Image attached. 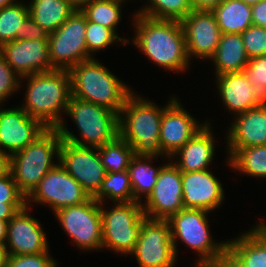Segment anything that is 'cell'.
Listing matches in <instances>:
<instances>
[{"instance_id":"1","label":"cell","mask_w":266,"mask_h":267,"mask_svg":"<svg viewBox=\"0 0 266 267\" xmlns=\"http://www.w3.org/2000/svg\"><path fill=\"white\" fill-rule=\"evenodd\" d=\"M133 16L136 34L131 43L158 66L177 73L186 71L190 59L181 22Z\"/></svg>"},{"instance_id":"2","label":"cell","mask_w":266,"mask_h":267,"mask_svg":"<svg viewBox=\"0 0 266 267\" xmlns=\"http://www.w3.org/2000/svg\"><path fill=\"white\" fill-rule=\"evenodd\" d=\"M27 80L25 103L21 106L29 116L45 128H57L64 120L71 97V77L68 70L54 69L21 77Z\"/></svg>"},{"instance_id":"3","label":"cell","mask_w":266,"mask_h":267,"mask_svg":"<svg viewBox=\"0 0 266 267\" xmlns=\"http://www.w3.org/2000/svg\"><path fill=\"white\" fill-rule=\"evenodd\" d=\"M174 98H170L164 107H158L134 92L126 99L118 115L119 136L133 148L135 155H165L159 143L160 125L163 110Z\"/></svg>"},{"instance_id":"4","label":"cell","mask_w":266,"mask_h":267,"mask_svg":"<svg viewBox=\"0 0 266 267\" xmlns=\"http://www.w3.org/2000/svg\"><path fill=\"white\" fill-rule=\"evenodd\" d=\"M71 96L103 106L119 115L131 88L97 59L80 62L69 70Z\"/></svg>"},{"instance_id":"5","label":"cell","mask_w":266,"mask_h":267,"mask_svg":"<svg viewBox=\"0 0 266 267\" xmlns=\"http://www.w3.org/2000/svg\"><path fill=\"white\" fill-rule=\"evenodd\" d=\"M62 138L57 128H46L26 148L10 156V172L20 193L27 198L59 160Z\"/></svg>"},{"instance_id":"6","label":"cell","mask_w":266,"mask_h":267,"mask_svg":"<svg viewBox=\"0 0 266 267\" xmlns=\"http://www.w3.org/2000/svg\"><path fill=\"white\" fill-rule=\"evenodd\" d=\"M66 115L76 123L81 139L71 133L63 121L57 129L64 141L98 148L119 135L118 114L103 106L71 96Z\"/></svg>"},{"instance_id":"7","label":"cell","mask_w":266,"mask_h":267,"mask_svg":"<svg viewBox=\"0 0 266 267\" xmlns=\"http://www.w3.org/2000/svg\"><path fill=\"white\" fill-rule=\"evenodd\" d=\"M208 213L203 209L183 208L168 219L176 256V242L180 240L198 253L196 267H211L227 248V241L219 243L212 239Z\"/></svg>"},{"instance_id":"8","label":"cell","mask_w":266,"mask_h":267,"mask_svg":"<svg viewBox=\"0 0 266 267\" xmlns=\"http://www.w3.org/2000/svg\"><path fill=\"white\" fill-rule=\"evenodd\" d=\"M100 203L102 217V249L120 253L131 254L139 239L145 217L142 203L117 202L110 210Z\"/></svg>"},{"instance_id":"9","label":"cell","mask_w":266,"mask_h":267,"mask_svg":"<svg viewBox=\"0 0 266 267\" xmlns=\"http://www.w3.org/2000/svg\"><path fill=\"white\" fill-rule=\"evenodd\" d=\"M87 19L81 10L75 12L53 33L48 34L49 59L53 69L70 70L91 59L86 45Z\"/></svg>"},{"instance_id":"10","label":"cell","mask_w":266,"mask_h":267,"mask_svg":"<svg viewBox=\"0 0 266 267\" xmlns=\"http://www.w3.org/2000/svg\"><path fill=\"white\" fill-rule=\"evenodd\" d=\"M73 243L84 250L102 249L100 202L90 197L86 202L59 209L54 213Z\"/></svg>"},{"instance_id":"11","label":"cell","mask_w":266,"mask_h":267,"mask_svg":"<svg viewBox=\"0 0 266 267\" xmlns=\"http://www.w3.org/2000/svg\"><path fill=\"white\" fill-rule=\"evenodd\" d=\"M130 255H135L140 267H173L177 256L168 220L145 216L141 235Z\"/></svg>"},{"instance_id":"12","label":"cell","mask_w":266,"mask_h":267,"mask_svg":"<svg viewBox=\"0 0 266 267\" xmlns=\"http://www.w3.org/2000/svg\"><path fill=\"white\" fill-rule=\"evenodd\" d=\"M89 198L90 195L58 162L26 198V205L30 201L40 205L48 204L55 213L59 209L82 204Z\"/></svg>"},{"instance_id":"13","label":"cell","mask_w":266,"mask_h":267,"mask_svg":"<svg viewBox=\"0 0 266 267\" xmlns=\"http://www.w3.org/2000/svg\"><path fill=\"white\" fill-rule=\"evenodd\" d=\"M58 162L93 197L106 177L97 147L80 146L62 140Z\"/></svg>"},{"instance_id":"14","label":"cell","mask_w":266,"mask_h":267,"mask_svg":"<svg viewBox=\"0 0 266 267\" xmlns=\"http://www.w3.org/2000/svg\"><path fill=\"white\" fill-rule=\"evenodd\" d=\"M142 203L145 216L168 220L183 207L181 171L172 163L164 164L153 192Z\"/></svg>"},{"instance_id":"15","label":"cell","mask_w":266,"mask_h":267,"mask_svg":"<svg viewBox=\"0 0 266 267\" xmlns=\"http://www.w3.org/2000/svg\"><path fill=\"white\" fill-rule=\"evenodd\" d=\"M211 267H266V223L227 241V248Z\"/></svg>"},{"instance_id":"16","label":"cell","mask_w":266,"mask_h":267,"mask_svg":"<svg viewBox=\"0 0 266 267\" xmlns=\"http://www.w3.org/2000/svg\"><path fill=\"white\" fill-rule=\"evenodd\" d=\"M179 101L174 98L162 114L159 143L167 159H170L206 125V123L200 124Z\"/></svg>"},{"instance_id":"17","label":"cell","mask_w":266,"mask_h":267,"mask_svg":"<svg viewBox=\"0 0 266 267\" xmlns=\"http://www.w3.org/2000/svg\"><path fill=\"white\" fill-rule=\"evenodd\" d=\"M189 59H210L219 44L221 31L211 11L192 10L181 21Z\"/></svg>"},{"instance_id":"18","label":"cell","mask_w":266,"mask_h":267,"mask_svg":"<svg viewBox=\"0 0 266 267\" xmlns=\"http://www.w3.org/2000/svg\"><path fill=\"white\" fill-rule=\"evenodd\" d=\"M45 129L19 106L11 109L0 107V151L9 156L26 148Z\"/></svg>"},{"instance_id":"19","label":"cell","mask_w":266,"mask_h":267,"mask_svg":"<svg viewBox=\"0 0 266 267\" xmlns=\"http://www.w3.org/2000/svg\"><path fill=\"white\" fill-rule=\"evenodd\" d=\"M28 210L29 205H25L8 221L5 245L9 255L40 254L49 249L46 233Z\"/></svg>"},{"instance_id":"20","label":"cell","mask_w":266,"mask_h":267,"mask_svg":"<svg viewBox=\"0 0 266 267\" xmlns=\"http://www.w3.org/2000/svg\"><path fill=\"white\" fill-rule=\"evenodd\" d=\"M0 53L20 76L54 70L48 50V40H14L4 43Z\"/></svg>"},{"instance_id":"21","label":"cell","mask_w":266,"mask_h":267,"mask_svg":"<svg viewBox=\"0 0 266 267\" xmlns=\"http://www.w3.org/2000/svg\"><path fill=\"white\" fill-rule=\"evenodd\" d=\"M183 207L211 212L224 201L221 182L210 170L181 172Z\"/></svg>"},{"instance_id":"22","label":"cell","mask_w":266,"mask_h":267,"mask_svg":"<svg viewBox=\"0 0 266 267\" xmlns=\"http://www.w3.org/2000/svg\"><path fill=\"white\" fill-rule=\"evenodd\" d=\"M227 132V149L266 145V105L234 116Z\"/></svg>"},{"instance_id":"23","label":"cell","mask_w":266,"mask_h":267,"mask_svg":"<svg viewBox=\"0 0 266 267\" xmlns=\"http://www.w3.org/2000/svg\"><path fill=\"white\" fill-rule=\"evenodd\" d=\"M211 123L199 130L182 148L172 155V162L181 172L208 170L215 155V140ZM174 157V158H173Z\"/></svg>"},{"instance_id":"24","label":"cell","mask_w":266,"mask_h":267,"mask_svg":"<svg viewBox=\"0 0 266 267\" xmlns=\"http://www.w3.org/2000/svg\"><path fill=\"white\" fill-rule=\"evenodd\" d=\"M216 82L222 103L234 116L260 105L253 94L254 86L243 71L218 75Z\"/></svg>"},{"instance_id":"25","label":"cell","mask_w":266,"mask_h":267,"mask_svg":"<svg viewBox=\"0 0 266 267\" xmlns=\"http://www.w3.org/2000/svg\"><path fill=\"white\" fill-rule=\"evenodd\" d=\"M209 60L215 64V76L243 71L249 57L241 34H221L217 49Z\"/></svg>"},{"instance_id":"26","label":"cell","mask_w":266,"mask_h":267,"mask_svg":"<svg viewBox=\"0 0 266 267\" xmlns=\"http://www.w3.org/2000/svg\"><path fill=\"white\" fill-rule=\"evenodd\" d=\"M29 16L48 34L55 32L74 12L67 0H31Z\"/></svg>"},{"instance_id":"27","label":"cell","mask_w":266,"mask_h":267,"mask_svg":"<svg viewBox=\"0 0 266 267\" xmlns=\"http://www.w3.org/2000/svg\"><path fill=\"white\" fill-rule=\"evenodd\" d=\"M211 12L222 34H241L252 25L251 6L239 0H223Z\"/></svg>"},{"instance_id":"28","label":"cell","mask_w":266,"mask_h":267,"mask_svg":"<svg viewBox=\"0 0 266 267\" xmlns=\"http://www.w3.org/2000/svg\"><path fill=\"white\" fill-rule=\"evenodd\" d=\"M158 156H138L135 155L129 164L128 172L131 180L134 199L142 203L144 195L146 200L153 192L158 181V174L163 166L153 167L149 163Z\"/></svg>"},{"instance_id":"29","label":"cell","mask_w":266,"mask_h":267,"mask_svg":"<svg viewBox=\"0 0 266 267\" xmlns=\"http://www.w3.org/2000/svg\"><path fill=\"white\" fill-rule=\"evenodd\" d=\"M227 163L232 169L255 178H266V145L227 149Z\"/></svg>"},{"instance_id":"30","label":"cell","mask_w":266,"mask_h":267,"mask_svg":"<svg viewBox=\"0 0 266 267\" xmlns=\"http://www.w3.org/2000/svg\"><path fill=\"white\" fill-rule=\"evenodd\" d=\"M93 198L100 203H103L104 199H110L114 203L135 202L128 170L108 172Z\"/></svg>"},{"instance_id":"31","label":"cell","mask_w":266,"mask_h":267,"mask_svg":"<svg viewBox=\"0 0 266 267\" xmlns=\"http://www.w3.org/2000/svg\"><path fill=\"white\" fill-rule=\"evenodd\" d=\"M127 0H94L81 9L87 21L94 22L115 31L121 21L122 2Z\"/></svg>"},{"instance_id":"32","label":"cell","mask_w":266,"mask_h":267,"mask_svg":"<svg viewBox=\"0 0 266 267\" xmlns=\"http://www.w3.org/2000/svg\"><path fill=\"white\" fill-rule=\"evenodd\" d=\"M98 152L107 173L128 170L131 159L135 156L133 148L119 135L111 142L98 147Z\"/></svg>"},{"instance_id":"33","label":"cell","mask_w":266,"mask_h":267,"mask_svg":"<svg viewBox=\"0 0 266 267\" xmlns=\"http://www.w3.org/2000/svg\"><path fill=\"white\" fill-rule=\"evenodd\" d=\"M146 4L135 13L153 19L181 21L193 10L190 0H149V5Z\"/></svg>"},{"instance_id":"34","label":"cell","mask_w":266,"mask_h":267,"mask_svg":"<svg viewBox=\"0 0 266 267\" xmlns=\"http://www.w3.org/2000/svg\"><path fill=\"white\" fill-rule=\"evenodd\" d=\"M29 16L28 4L17 2L0 8V47L21 35L22 24Z\"/></svg>"},{"instance_id":"35","label":"cell","mask_w":266,"mask_h":267,"mask_svg":"<svg viewBox=\"0 0 266 267\" xmlns=\"http://www.w3.org/2000/svg\"><path fill=\"white\" fill-rule=\"evenodd\" d=\"M26 205V198L20 193L11 172L0 178V220L9 221Z\"/></svg>"},{"instance_id":"36","label":"cell","mask_w":266,"mask_h":267,"mask_svg":"<svg viewBox=\"0 0 266 267\" xmlns=\"http://www.w3.org/2000/svg\"><path fill=\"white\" fill-rule=\"evenodd\" d=\"M115 42H121L127 46L129 40L119 37L112 29L104 27L94 22L87 21L86 26V45L87 52L91 57L94 52L109 48Z\"/></svg>"},{"instance_id":"37","label":"cell","mask_w":266,"mask_h":267,"mask_svg":"<svg viewBox=\"0 0 266 267\" xmlns=\"http://www.w3.org/2000/svg\"><path fill=\"white\" fill-rule=\"evenodd\" d=\"M243 73L254 86L255 100L260 105H266V55L249 59Z\"/></svg>"},{"instance_id":"38","label":"cell","mask_w":266,"mask_h":267,"mask_svg":"<svg viewBox=\"0 0 266 267\" xmlns=\"http://www.w3.org/2000/svg\"><path fill=\"white\" fill-rule=\"evenodd\" d=\"M241 36L249 59L266 55V28L252 24Z\"/></svg>"},{"instance_id":"39","label":"cell","mask_w":266,"mask_h":267,"mask_svg":"<svg viewBox=\"0 0 266 267\" xmlns=\"http://www.w3.org/2000/svg\"><path fill=\"white\" fill-rule=\"evenodd\" d=\"M21 77L8 65L5 57L0 53V105L21 88Z\"/></svg>"},{"instance_id":"40","label":"cell","mask_w":266,"mask_h":267,"mask_svg":"<svg viewBox=\"0 0 266 267\" xmlns=\"http://www.w3.org/2000/svg\"><path fill=\"white\" fill-rule=\"evenodd\" d=\"M50 251L40 254L9 255V267H56L57 262L49 254Z\"/></svg>"},{"instance_id":"41","label":"cell","mask_w":266,"mask_h":267,"mask_svg":"<svg viewBox=\"0 0 266 267\" xmlns=\"http://www.w3.org/2000/svg\"><path fill=\"white\" fill-rule=\"evenodd\" d=\"M16 40H48V33L28 16L22 24L21 35Z\"/></svg>"},{"instance_id":"42","label":"cell","mask_w":266,"mask_h":267,"mask_svg":"<svg viewBox=\"0 0 266 267\" xmlns=\"http://www.w3.org/2000/svg\"><path fill=\"white\" fill-rule=\"evenodd\" d=\"M252 24L266 28V0H261L251 6Z\"/></svg>"},{"instance_id":"43","label":"cell","mask_w":266,"mask_h":267,"mask_svg":"<svg viewBox=\"0 0 266 267\" xmlns=\"http://www.w3.org/2000/svg\"><path fill=\"white\" fill-rule=\"evenodd\" d=\"M223 0H190L193 10L212 11Z\"/></svg>"},{"instance_id":"44","label":"cell","mask_w":266,"mask_h":267,"mask_svg":"<svg viewBox=\"0 0 266 267\" xmlns=\"http://www.w3.org/2000/svg\"><path fill=\"white\" fill-rule=\"evenodd\" d=\"M10 172V156L0 151V178Z\"/></svg>"},{"instance_id":"45","label":"cell","mask_w":266,"mask_h":267,"mask_svg":"<svg viewBox=\"0 0 266 267\" xmlns=\"http://www.w3.org/2000/svg\"><path fill=\"white\" fill-rule=\"evenodd\" d=\"M9 252L5 244H0V267H4L8 263Z\"/></svg>"},{"instance_id":"46","label":"cell","mask_w":266,"mask_h":267,"mask_svg":"<svg viewBox=\"0 0 266 267\" xmlns=\"http://www.w3.org/2000/svg\"><path fill=\"white\" fill-rule=\"evenodd\" d=\"M8 222L0 220V244H6L7 240Z\"/></svg>"},{"instance_id":"47","label":"cell","mask_w":266,"mask_h":267,"mask_svg":"<svg viewBox=\"0 0 266 267\" xmlns=\"http://www.w3.org/2000/svg\"><path fill=\"white\" fill-rule=\"evenodd\" d=\"M68 3L76 10H81L84 6L91 3L94 0H67Z\"/></svg>"},{"instance_id":"48","label":"cell","mask_w":266,"mask_h":267,"mask_svg":"<svg viewBox=\"0 0 266 267\" xmlns=\"http://www.w3.org/2000/svg\"><path fill=\"white\" fill-rule=\"evenodd\" d=\"M17 3L16 0H0V8L10 6Z\"/></svg>"},{"instance_id":"49","label":"cell","mask_w":266,"mask_h":267,"mask_svg":"<svg viewBox=\"0 0 266 267\" xmlns=\"http://www.w3.org/2000/svg\"><path fill=\"white\" fill-rule=\"evenodd\" d=\"M239 1H242L244 2L245 4H248L250 6L254 5V4H257L259 1L261 0H239Z\"/></svg>"}]
</instances>
